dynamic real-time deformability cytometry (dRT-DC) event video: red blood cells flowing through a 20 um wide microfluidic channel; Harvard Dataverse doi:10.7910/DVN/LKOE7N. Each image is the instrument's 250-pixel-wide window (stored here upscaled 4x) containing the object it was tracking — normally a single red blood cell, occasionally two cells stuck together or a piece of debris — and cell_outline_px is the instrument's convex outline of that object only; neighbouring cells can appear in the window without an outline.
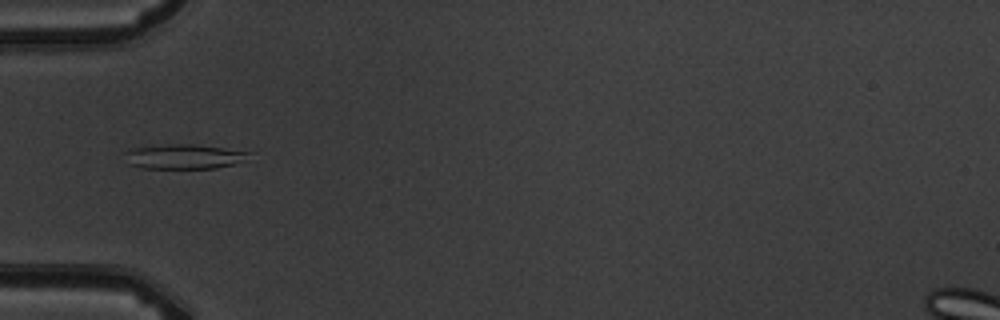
{"species": "common noctule bat (a hibernating species)", "species_latin": "Nyctalus noctula", "temperature_condition": "warm", "stored_images_in_passage": 8, "camera_frame_rate_fps": 3000, "um_per_image_px": 0.085, "animal": {"sex": "male", "body_mass_g": 19.5, "forearm_length_mm": 54.6}, "frame": {"image": 1, "passage_image": 5, "time_ms": 4.667, "image_size_px": [1000, 320], "cell_outline_px": [[256, 152], [244, 160], [232, 164], [216, 168], [140, 168], [128, 164], [124, 152], [132, 148], [168, 144], [192, 144]], "centroid_in_image_um": [15.65, 13.3], "position_along_channel_um": 69.3, "area_um2": 17.92}}
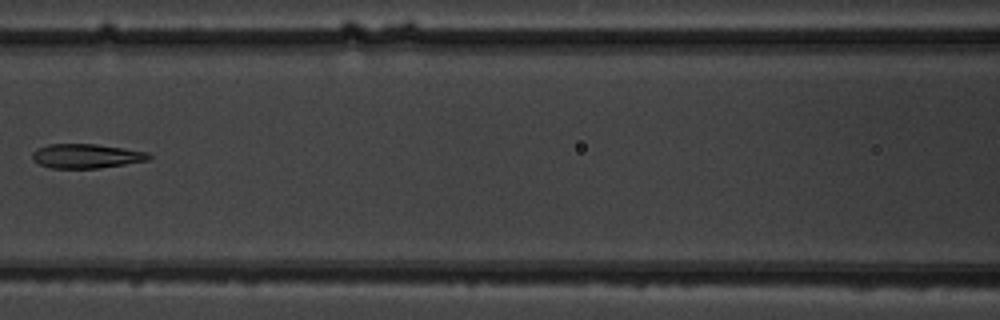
{"frame": {"image": 2, "passage_image": 7, "time_ms": 7.0, "image_size_px": [1000, 320], "cell_outline_px": [[152, 156], [148, 160], [100, 168], [48, 168], [40, 164], [32, 156], [32, 152], [36, 148], [48, 144], [96, 144], [124, 148], [148, 152]], "centroid_in_image_um": [7.33, 13.26], "position_along_channel_um": 159.3, "area_um2": 16.47}}
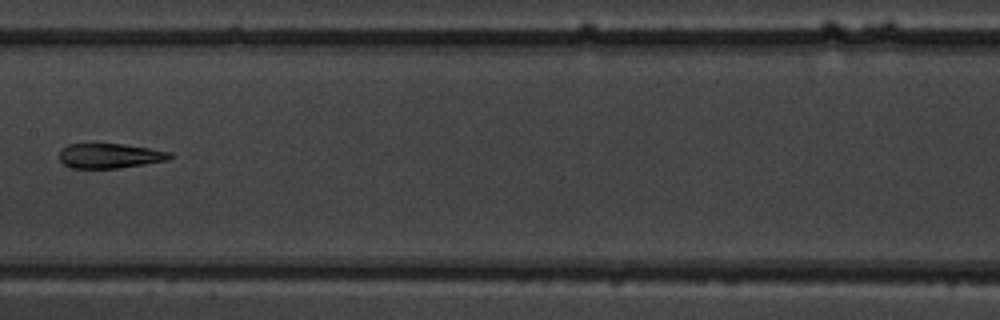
{"frame": {"image": 3, "passage_image": 8, "time_ms": 8.0, "image_size_px": [1000, 320], "cell_outline_px": [[172, 156], [168, 160], [120, 168], [68, 168], [60, 160], [60, 152], [68, 144], [124, 144], [172, 152]], "centroid_in_image_um": [9.34, 13.25], "position_along_channel_um": 198.1, "area_um2": 15.9}}